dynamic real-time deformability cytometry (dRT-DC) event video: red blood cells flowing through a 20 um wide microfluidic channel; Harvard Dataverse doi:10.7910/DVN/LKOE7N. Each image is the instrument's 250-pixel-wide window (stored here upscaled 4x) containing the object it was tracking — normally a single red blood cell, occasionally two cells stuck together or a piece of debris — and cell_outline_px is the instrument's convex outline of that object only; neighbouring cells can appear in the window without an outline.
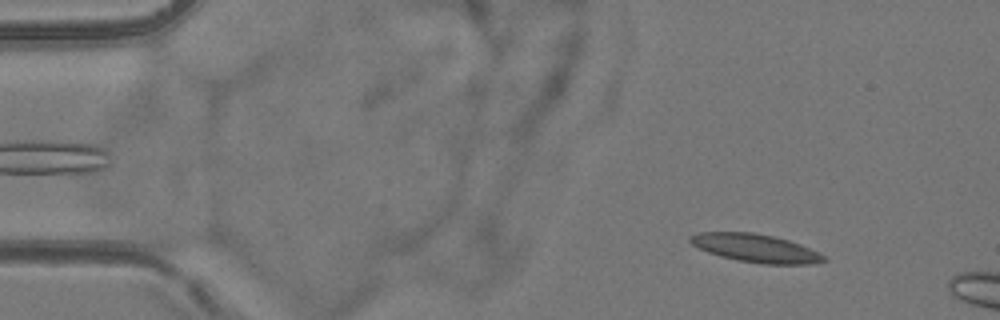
{"species": "common noctule bat (a hibernating species)", "species_latin": "Nyctalus noctula", "temperature_condition": "room temperature", "stored_images_in_passage": 13, "camera_frame_rate_fps": 3000, "um_per_image_px": 0.085, "animal": {"sex": "female", "body_mass_g": 24.6, "forearm_length_mm": 56.2}, "frame": {"image": 1, "passage_image": 6, "time_ms": 1.667, "image_size_px": [1000, 320], "cell_outline_px": [[828, 260], [808, 264], [764, 264], [740, 260], [720, 256], [708, 252], [692, 244], [688, 240], [688, 236], [700, 232], [752, 232], [772, 236], [788, 240], [800, 244], [824, 256]], "centroid_in_image_um": [64.19, 21.08], "position_along_channel_um": 20.8, "area_um2": 21.62}}